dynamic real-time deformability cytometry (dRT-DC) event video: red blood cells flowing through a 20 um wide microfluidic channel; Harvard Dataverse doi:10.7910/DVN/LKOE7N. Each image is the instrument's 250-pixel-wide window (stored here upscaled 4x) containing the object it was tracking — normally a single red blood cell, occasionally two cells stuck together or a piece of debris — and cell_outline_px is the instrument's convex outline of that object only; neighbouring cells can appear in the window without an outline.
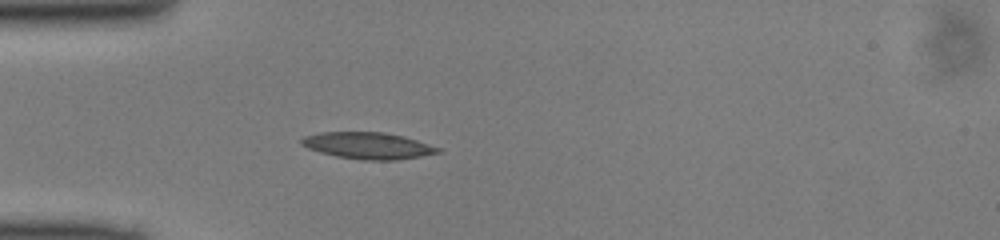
{"species": "common noctule bat (a hibernating species)", "species_latin": "Nyctalus noctula", "temperature_condition": "cold", "stored_images_in_passage": 41, "camera_frame_rate_fps": 3000, "um_per_image_px": 0.085, "animal": {"sex": "male", "body_mass_g": 13.0, "forearm_length_mm": 53.1}, "frame": {"image": 1, "passage_image": 6, "time_ms": 1.667, "image_size_px": [1000, 240], "cell_outline_px": [[444, 152], [396, 160], [360, 160], [336, 156], [320, 152], [308, 148], [300, 144], [300, 140], [304, 136], [320, 132], [384, 132], [404, 136], [440, 148]], "centroid_in_image_um": [31.27, 12.38], "position_along_channel_um": 53.7, "area_um2": 21.21}}
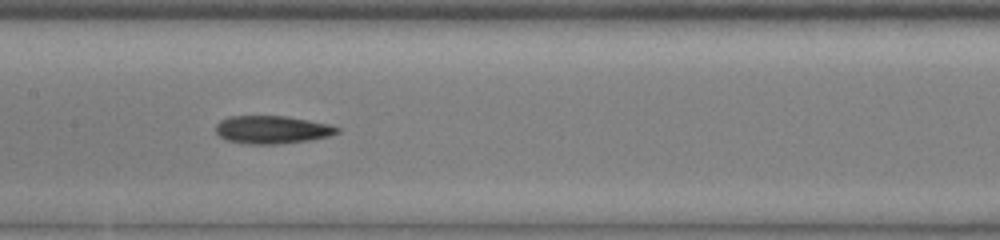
{"frame": {"image": 2, "passage_image": 16, "time_ms": 5.0, "image_size_px": [1000, 240], "cell_outline_px": [[340, 132], [328, 136], [312, 140], [276, 144], [248, 144], [228, 140], [220, 136], [216, 132], [216, 124], [220, 120], [228, 116], [288, 116], [328, 124], [340, 128]], "centroid_in_image_um": [23.13, 11.02], "position_along_channel_um": 184.3, "area_um2": 19.77}}
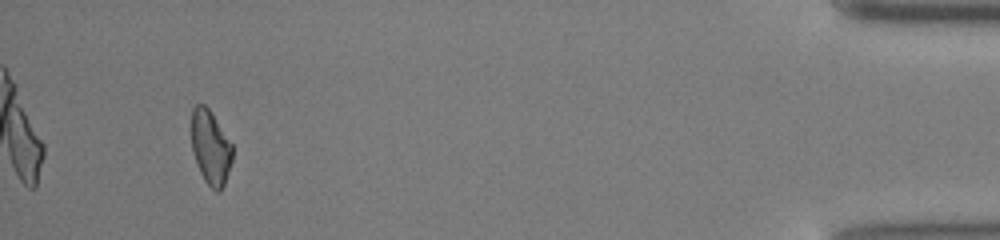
{"frame": {"image": 3, "passage_image": 38, "time_ms": 12.333, "image_size_px": [1000, 240], "cell_outline_px": [[232, 160], [224, 184], [216, 192], [204, 180], [200, 172], [192, 152], [192, 108], [196, 104], [204, 104], [212, 112], [232, 144]], "centroid_in_image_um": [17.89, 12.5], "position_along_channel_um": 417.3, "area_um2": 17.57}}